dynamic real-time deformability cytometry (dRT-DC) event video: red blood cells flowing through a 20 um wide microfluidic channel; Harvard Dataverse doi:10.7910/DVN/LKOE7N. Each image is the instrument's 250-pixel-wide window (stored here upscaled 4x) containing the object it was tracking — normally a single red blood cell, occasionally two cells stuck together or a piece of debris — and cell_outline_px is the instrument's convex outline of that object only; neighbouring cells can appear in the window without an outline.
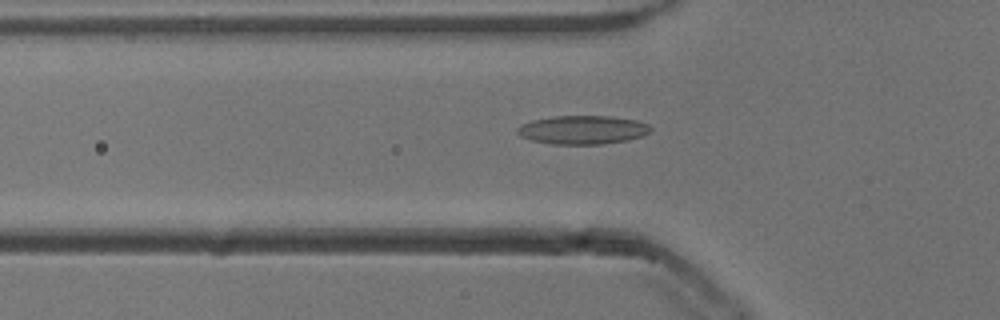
{"species": "common noctule bat (a hibernating species)", "species_latin": "Nyctalus noctula", "temperature_condition": "cold", "stored_images_in_passage": 53, "camera_frame_rate_fps": 3000, "um_per_image_px": 0.085, "animal": {"sex": "male", "body_mass_g": 13.3}, "frame": {"image": 1, "passage_image": 18, "time_ms": 5.667, "image_size_px": [1000, 320], "cell_outline_px": [[652, 128], [644, 136], [628, 140], [600, 144], [552, 144], [532, 140], [520, 136], [516, 132], [516, 128], [520, 124], [532, 120], [552, 116], [612, 116], [636, 120], [648, 124]], "centroid_in_image_um": [49.51, 11.03], "position_along_channel_um": 76.3, "area_um2": 22.37}}
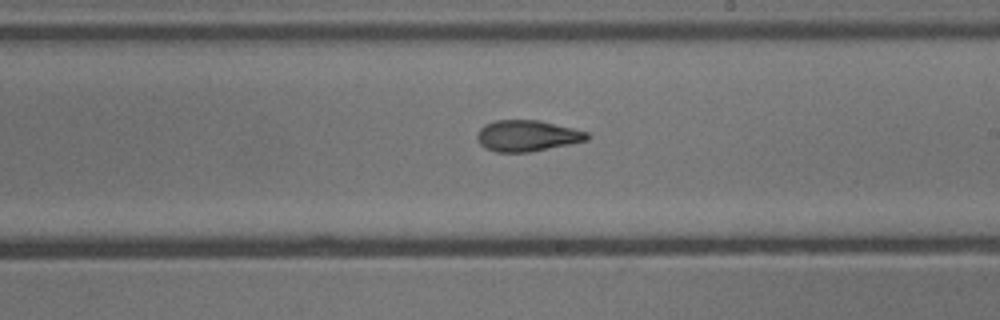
{"frame": {"image": 2, "passage_image": 31, "time_ms": 10.0, "image_size_px": [1000, 320], "cell_outline_px": [[592, 136], [588, 140], [572, 144], [532, 152], [496, 152], [484, 148], [480, 144], [476, 136], [480, 128], [484, 124], [496, 120], [540, 120], [588, 132]], "centroid_in_image_um": [44.83, 11.55], "position_along_channel_um": 244.2, "area_um2": 20.23}}
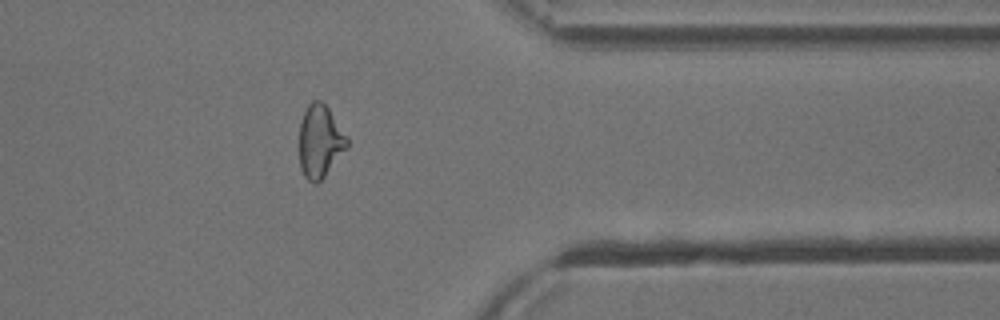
{"frame": {"image": 3, "passage_image": 43, "time_ms": 14.0, "image_size_px": [1000, 320], "cell_outline_px": [[348, 144], [324, 176], [316, 184], [312, 184], [304, 176], [300, 168], [300, 124], [304, 112], [308, 104], [312, 100], [320, 100], [328, 108], [348, 136]], "centroid_in_image_um": [27.18, 12.0], "position_along_channel_um": 384.2, "area_um2": 19.94}, "authors_computed_cell_mechanics": {"area_um2": 20.5768, "velocity_mm_per_s": 3.8352, "shape_relaxation_time_tau1_ms": null, "shape_relaxation_time_tau2_ms": 2.7167, "deformation_change_tau1": null, "deformation_change_tau2": 0.1074}}